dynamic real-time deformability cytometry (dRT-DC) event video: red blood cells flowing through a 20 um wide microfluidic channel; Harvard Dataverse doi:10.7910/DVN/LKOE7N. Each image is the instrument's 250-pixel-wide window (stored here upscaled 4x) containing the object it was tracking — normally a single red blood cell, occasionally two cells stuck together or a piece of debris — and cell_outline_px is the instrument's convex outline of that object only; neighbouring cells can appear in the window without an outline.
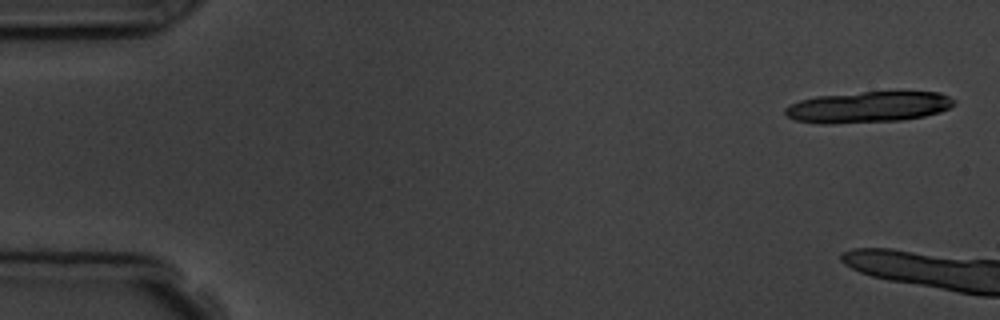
{"species": "common noctule bat (a hibernating species)", "species_latin": "Nyctalus noctula", "temperature_condition": "room temperature", "stored_images_in_passage": 6, "camera_frame_rate_fps": 3000, "um_per_image_px": 0.085, "animal": {"sex": "male", "body_mass_g": 19.5, "forearm_length_mm": 54.6}, "frame": {"image": 1, "passage_image": 1, "time_ms": 0.0, "image_size_px": [1000, 320], "cell_outline_px": [[956, 104], [940, 112], [924, 116], [900, 120], [832, 124], [820, 124], [796, 120], [784, 116], [784, 108], [788, 104], [800, 100], [816, 96], [864, 92], [940, 92], [956, 100]], "centroid_in_image_um": [73.75, 9.1], "position_along_channel_um": 11.2, "area_um2": 30.75}}